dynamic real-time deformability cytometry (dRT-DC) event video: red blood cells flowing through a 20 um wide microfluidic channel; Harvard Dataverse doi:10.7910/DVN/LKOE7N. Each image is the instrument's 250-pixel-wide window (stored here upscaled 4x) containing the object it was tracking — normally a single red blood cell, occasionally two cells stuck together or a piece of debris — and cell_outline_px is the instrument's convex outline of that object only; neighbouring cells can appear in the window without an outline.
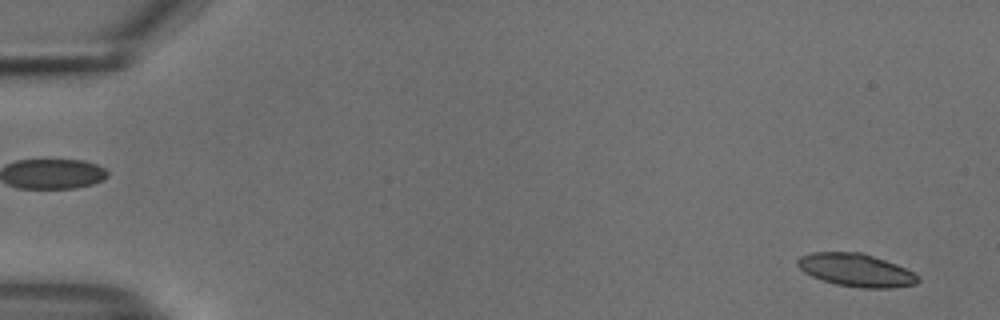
{"species": "common noctule bat (a hibernating species)", "species_latin": "Nyctalus noctula", "temperature_condition": "cold", "stored_images_in_passage": 53, "camera_frame_rate_fps": 3000, "um_per_image_px": 0.085, "animal": {"sex": "male", "body_mass_g": 18.8}, "frame": {"image": 1, "passage_image": 2, "time_ms": 0.333, "image_size_px": [1000, 320], "cell_outline_px": [[920, 280], [916, 284], [888, 288], [860, 288], [836, 284], [812, 276], [804, 272], [796, 264], [796, 260], [800, 256], [812, 252], [860, 252], [896, 264], [920, 276]], "centroid_in_image_um": [72.75, 22.96], "position_along_channel_um": 12.2, "area_um2": 22.95}}
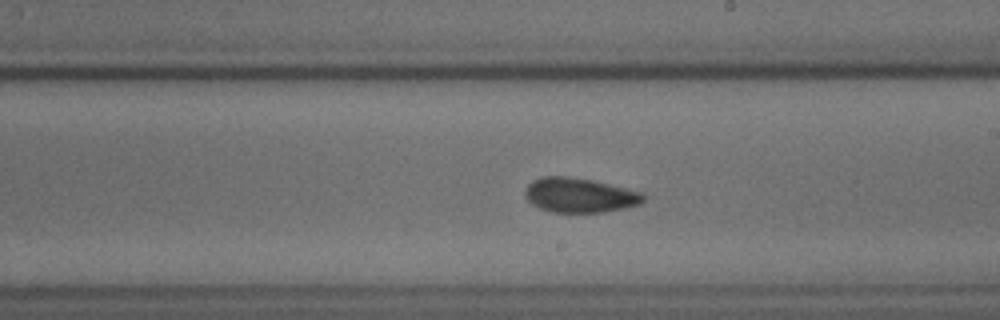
{"frame": {"image": 2, "passage_image": 31, "time_ms": 10.0, "image_size_px": [1000, 320], "cell_outline_px": [[644, 200], [640, 204], [624, 208], [604, 212], [552, 212], [540, 208], [532, 204], [524, 196], [524, 192], [528, 184], [532, 180], [540, 176], [568, 176], [608, 184], [644, 192]], "centroid_in_image_um": [49.24, 16.59], "position_along_channel_um": 239.8, "area_um2": 23.81}}
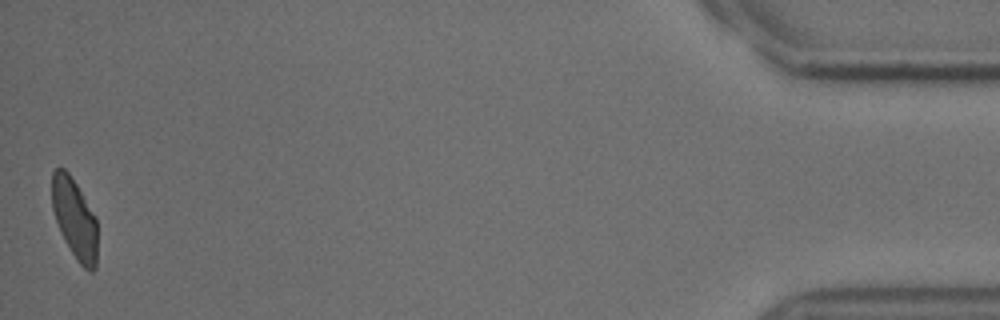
{"frame": {"image": 3, "passage_image": 53, "time_ms": 17.333, "image_size_px": [1000, 320], "cell_outline_px": [[96, 268], [92, 272], [84, 268], [76, 260], [64, 240], [60, 232], [52, 208], [52, 172], [56, 168], [64, 168], [68, 172], [76, 184], [96, 216]], "centroid_in_image_um": [6.33, 18.59], "position_along_channel_um": 428.9, "area_um2": 21.15}, "authors_computed_cell_mechanics": {"area_um2": 22.9466, "velocity_mm_per_s": 3.753, "shape_relaxation_time_tau1_ms": 3.3544, "shape_relaxation_time_tau2_ms": 1.8052, "deformation_change_tau1": 0.1014, "deformation_change_tau2": 0.0617}}